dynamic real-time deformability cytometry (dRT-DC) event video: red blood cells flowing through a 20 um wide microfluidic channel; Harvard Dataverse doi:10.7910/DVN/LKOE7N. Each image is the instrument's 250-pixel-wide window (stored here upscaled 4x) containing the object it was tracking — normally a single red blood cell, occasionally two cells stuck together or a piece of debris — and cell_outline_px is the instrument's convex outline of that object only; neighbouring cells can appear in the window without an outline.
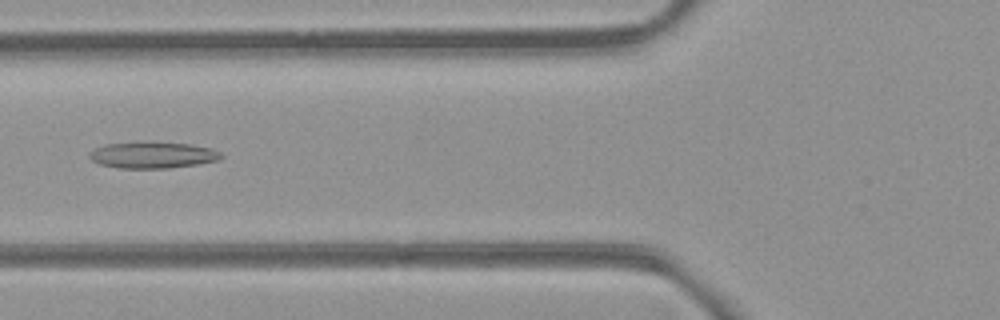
{"species": "common noctule bat (a hibernating species)", "species_latin": "Nyctalus noctula", "temperature_condition": "room temperature", "stored_images_in_passage": 53, "camera_frame_rate_fps": 3000, "um_per_image_px": 0.085, "animal": {"sex": "female", "body_mass_g": 21.9}, "frame": {"image": 1, "passage_image": 21, "time_ms": 6.667, "image_size_px": [1000, 320], "cell_outline_px": [[224, 156], [216, 160], [196, 164], [168, 168], [116, 168], [100, 164], [92, 160], [88, 156], [96, 148], [104, 144], [188, 144], [208, 148], [220, 152]], "centroid_in_image_um": [12.96, 13.22], "position_along_channel_um": 112.8, "area_um2": 19.19}}
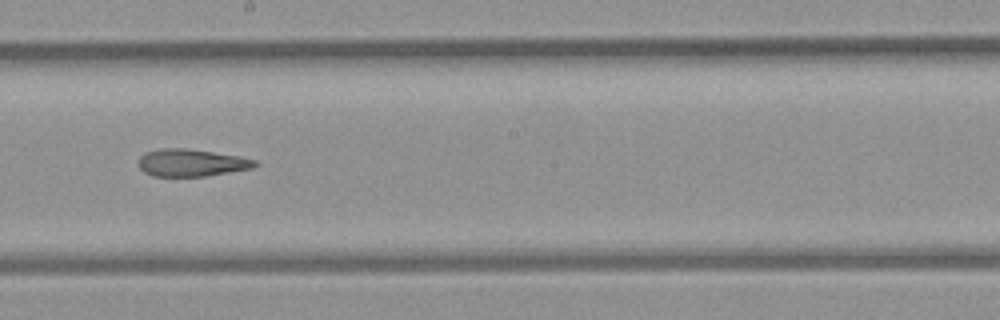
{"frame": {"image": 2, "passage_image": 30, "time_ms": 9.667, "image_size_px": [1000, 320], "cell_outline_px": [[260, 164], [252, 168], [204, 176], [152, 176], [144, 172], [140, 168], [140, 156], [144, 152], [160, 148], [188, 148], [240, 156], [256, 160]], "centroid_in_image_um": [16.28, 13.82], "position_along_channel_um": 231.9, "area_um2": 18.55}}
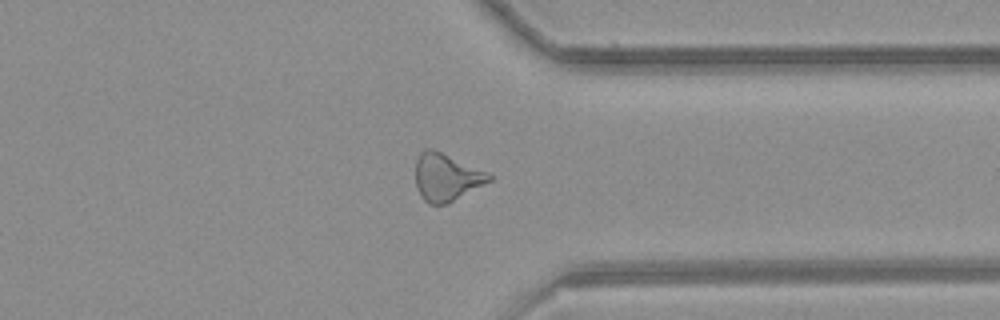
{"frame": {"image": 3, "passage_image": 41, "time_ms": 13.333, "image_size_px": [1000, 320], "cell_outline_px": [[492, 180], [448, 204], [428, 204], [420, 196], [416, 184], [416, 160], [420, 152], [424, 148], [432, 148], [488, 172], [492, 176]], "centroid_in_image_um": [37.93, 15.06], "position_along_channel_um": 373.5, "area_um2": 20.4}, "authors_computed_cell_mechanics": {"area_um2": 21.5016, "velocity_mm_per_s": 3.959, "shape_relaxation_time_tau1_ms": null, "shape_relaxation_time_tau2_ms": 5.188, "deformation_change_tau1": null, "deformation_change_tau2": 0.1692}}